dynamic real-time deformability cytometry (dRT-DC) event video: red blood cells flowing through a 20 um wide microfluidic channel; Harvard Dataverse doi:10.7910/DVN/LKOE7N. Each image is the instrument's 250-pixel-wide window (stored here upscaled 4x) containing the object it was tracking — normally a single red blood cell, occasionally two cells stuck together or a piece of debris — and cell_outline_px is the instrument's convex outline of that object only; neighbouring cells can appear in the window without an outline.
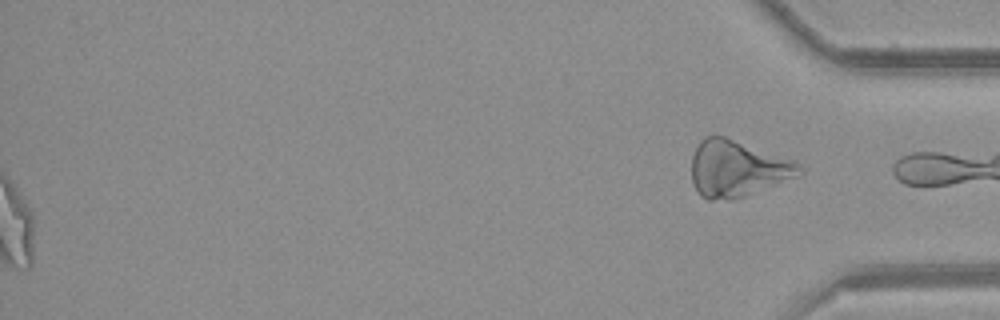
{"species": "common noctule bat (a hibernating species)", "species_latin": "Nyctalus noctula", "temperature_condition": "room temperature", "stored_images_in_passage": 44, "segment_of_instrument_passage": [2, 2], "camera_frame_rate_fps": 3000, "um_per_image_px": 0.085, "animal": {"sex": "female", "body_mass_g": 21.9}, "frame": {"image": 1, "passage_image": 44, "time_ms": 14.333, "image_size_px": [1000, 320], "cell_outline_px": [[804, 172], [800, 176], [744, 196], [732, 200], [708, 200], [700, 196], [692, 180], [692, 156], [700, 140], [704, 136], [724, 136], [796, 160], [804, 168]], "centroid_in_image_um": [62.71, 14.33], "position_along_channel_um": 372.5, "area_um2": 35.78}}